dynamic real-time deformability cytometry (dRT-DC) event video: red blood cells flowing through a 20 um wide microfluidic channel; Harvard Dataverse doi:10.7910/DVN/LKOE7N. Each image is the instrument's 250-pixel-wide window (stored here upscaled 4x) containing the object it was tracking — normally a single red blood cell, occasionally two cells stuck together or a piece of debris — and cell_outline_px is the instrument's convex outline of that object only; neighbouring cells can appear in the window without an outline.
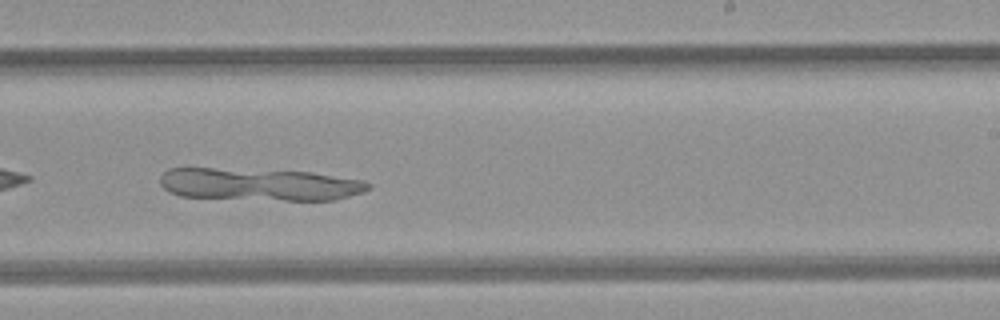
{"species": "common noctule bat (a hibernating species)", "species_latin": "Nyctalus noctula", "temperature_condition": "room temperature", "stored_images_in_passage": 40, "camera_frame_rate_fps": 3000, "um_per_image_px": 0.085, "animal": {"sex": "female", "body_mass_g": 21.9}, "frame": {"image": 1, "passage_image": 23, "time_ms": 7.333, "image_size_px": [1000, 320], "cell_outline_px": [[372, 188], [364, 192], [336, 200], [284, 200], [180, 196], [164, 188], [160, 184], [160, 176], [168, 168], [212, 168], [312, 172], [364, 180], [372, 184]], "centroid_in_image_um": [22.11, 15.67], "position_along_channel_um": 266.9, "area_um2": 39.3}}